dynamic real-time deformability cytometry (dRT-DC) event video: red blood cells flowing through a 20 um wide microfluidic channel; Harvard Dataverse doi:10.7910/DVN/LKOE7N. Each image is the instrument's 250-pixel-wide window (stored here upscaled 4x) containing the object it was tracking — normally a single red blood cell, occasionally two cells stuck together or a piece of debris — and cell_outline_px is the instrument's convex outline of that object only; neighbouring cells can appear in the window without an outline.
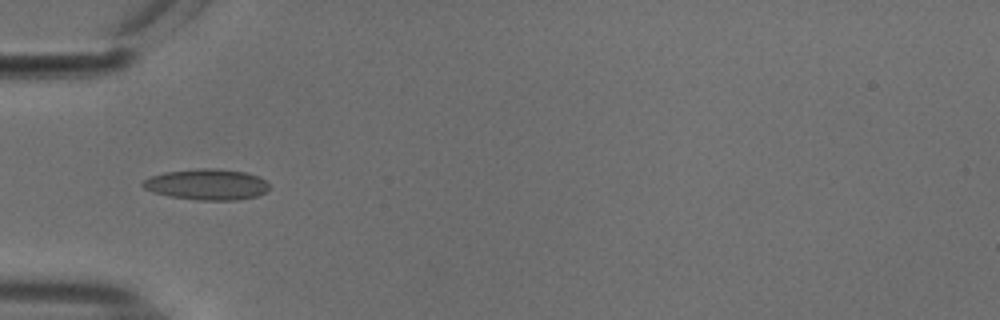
{"species": "common noctule bat (a hibernating species)", "species_latin": "Nyctalus noctula", "temperature_condition": "cold", "stored_images_in_passage": 12, "camera_frame_rate_fps": 3000, "um_per_image_px": 0.085, "animal": {"sex": "male", "body_mass_g": 18.8}, "frame": {"image": 1, "passage_image": 3, "time_ms": 0.667, "image_size_px": [1000, 320], "cell_outline_px": [[268, 188], [264, 192], [256, 196], [236, 200], [196, 200], [168, 196], [152, 192], [144, 188], [140, 184], [144, 180], [152, 176], [164, 172], [196, 168], [212, 168], [244, 172], [256, 176], [264, 180], [268, 184]], "centroid_in_image_um": [17.52, 15.68], "position_along_channel_um": 67.5, "area_um2": 22.66}}
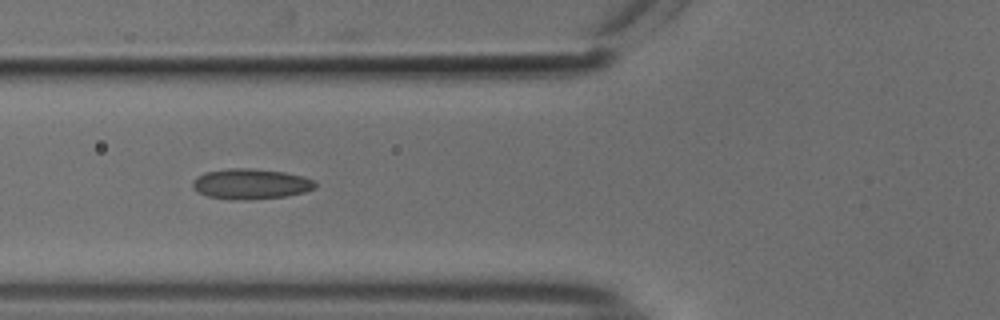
{"frame": {"image": 2, "passage_image": 6, "time_ms": 1.667, "image_size_px": [1000, 320], "cell_outline_px": [[316, 188], [304, 192], [284, 196], [244, 200], [232, 200], [208, 196], [196, 192], [192, 188], [192, 180], [196, 176], [204, 172], [228, 168], [248, 168], [284, 172], [300, 176], [312, 180], [316, 184]], "centroid_in_image_um": [21.23, 15.63], "position_along_channel_um": 104.6, "area_um2": 21.73}}
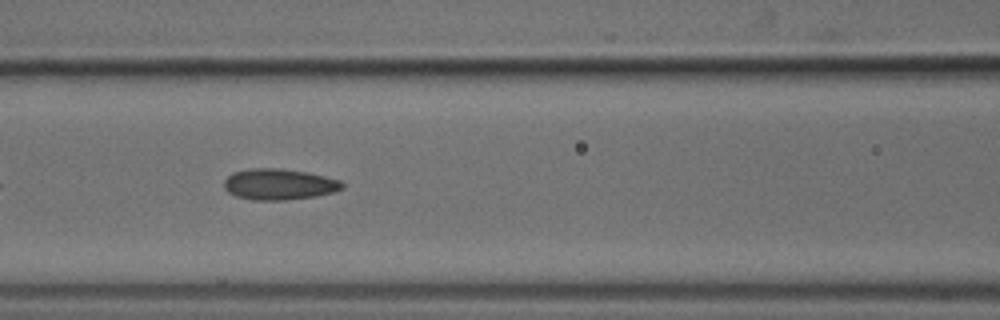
{"frame": {"image": 3, "passage_image": 9, "time_ms": 2.667, "image_size_px": [1000, 320], "cell_outline_px": [[344, 188], [332, 192], [316, 196], [284, 200], [252, 200], [236, 196], [228, 192], [224, 188], [224, 180], [232, 172], [248, 168], [280, 168], [304, 172], [324, 176], [340, 180], [344, 184]], "centroid_in_image_um": [23.69, 15.66], "position_along_channel_um": 142.9, "area_um2": 21.39}}